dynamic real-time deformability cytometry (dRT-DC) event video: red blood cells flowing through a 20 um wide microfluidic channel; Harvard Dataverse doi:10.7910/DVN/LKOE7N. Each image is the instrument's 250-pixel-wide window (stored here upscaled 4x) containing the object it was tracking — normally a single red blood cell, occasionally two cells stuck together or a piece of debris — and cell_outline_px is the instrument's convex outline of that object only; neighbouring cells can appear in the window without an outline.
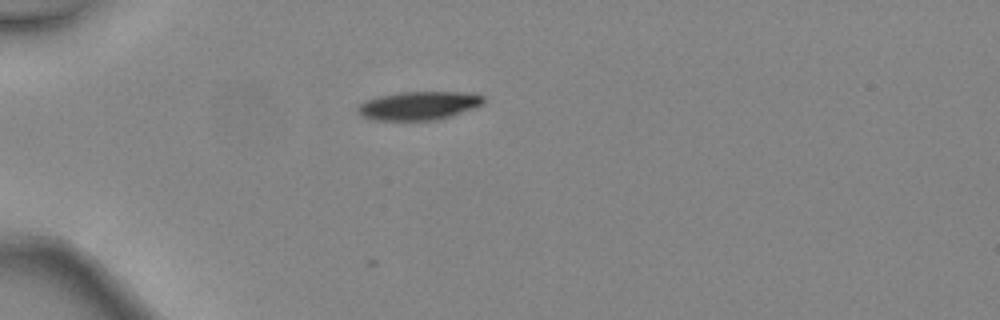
{"species": "common noctule bat (a hibernating species)", "species_latin": "Nyctalus noctula", "temperature_condition": "warm", "stored_images_in_passage": 30, "camera_frame_rate_fps": 3000, "um_per_image_px": 0.085, "animal": {"sex": "female", "body_mass_g": 24.6, "forearm_length_mm": 56.2}, "frame": {"image": 1, "passage_image": 2, "time_ms": 0.333, "image_size_px": [1000, 320], "cell_outline_px": [[484, 104], [452, 116], [436, 120], [372, 120], [360, 116], [356, 112], [356, 108], [364, 100], [380, 96], [400, 92], [464, 92], [484, 96]], "centroid_in_image_um": [35.56, 8.99], "position_along_channel_um": 49.4, "area_um2": 21.04}}
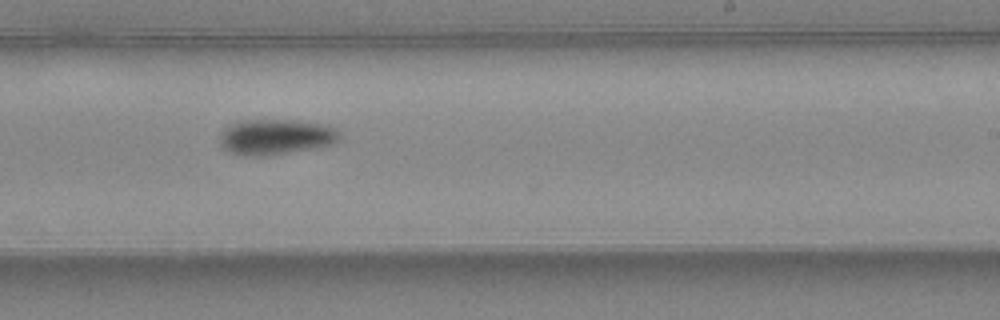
{"frame": {"image": 2, "passage_image": 18, "time_ms": 5.667, "image_size_px": [1000, 320], "cell_outline_px": [[340, 136], [336, 144], [320, 148], [268, 156], [244, 156], [228, 152], [220, 144], [220, 132], [224, 128], [232, 124], [244, 120], [296, 120], [320, 124], [332, 128], [340, 132]], "centroid_in_image_um": [23.44, 11.66], "position_along_channel_um": 265.6, "area_um2": 25.14}}
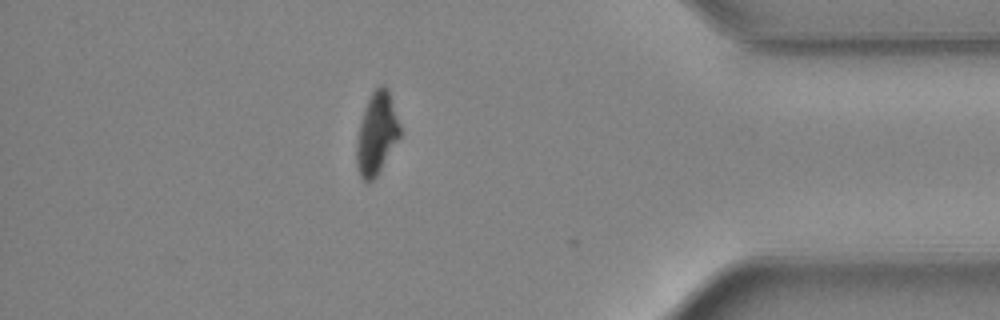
{"frame": {"image": 3, "passage_image": 29, "time_ms": 9.333, "image_size_px": [1000, 320], "cell_outline_px": [[400, 136], [376, 176], [372, 180], [364, 180], [360, 176], [356, 164], [356, 140], [360, 124], [368, 100], [372, 92], [380, 84], [384, 84], [388, 88], [400, 128]], "centroid_in_image_um": [32.0, 11.34], "position_along_channel_um": 403.2, "area_um2": 20.23}, "authors_computed_cell_mechanics": {"area_um2": 23.2356, "velocity_mm_per_s": 4.5649, "shape_relaxation_time_tau1_ms": 2.2613, "shape_relaxation_time_tau2_ms": null, "deformation_change_tau1": 0.1479, "deformation_change_tau2": null}}